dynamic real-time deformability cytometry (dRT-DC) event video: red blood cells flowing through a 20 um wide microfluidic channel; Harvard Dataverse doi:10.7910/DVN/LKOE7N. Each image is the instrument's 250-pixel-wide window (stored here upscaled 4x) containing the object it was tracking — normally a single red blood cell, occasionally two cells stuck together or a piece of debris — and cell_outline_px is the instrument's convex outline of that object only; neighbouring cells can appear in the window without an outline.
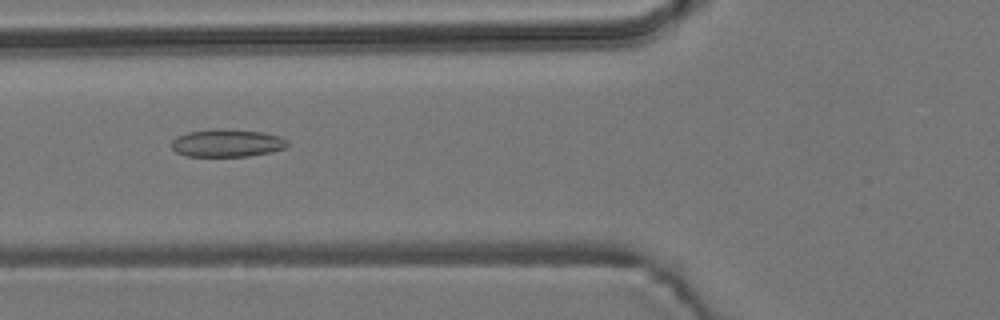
{"species": "common noctule bat (a hibernating species)", "species_latin": "Nyctalus noctula", "temperature_condition": "room temperature", "stored_images_in_passage": 52, "camera_frame_rate_fps": 3000, "um_per_image_px": 0.085, "animal": {"sex": "male", "body_mass_g": 19.2, "forearm_length_mm": 51.8}, "frame": {"image": 1, "passage_image": 19, "time_ms": 6.0, "image_size_px": [1000, 320], "cell_outline_px": [[288, 144], [284, 148], [272, 152], [248, 156], [188, 156], [176, 152], [172, 148], [172, 140], [176, 136], [188, 132], [216, 128], [220, 128], [264, 132], [280, 136], [288, 140]], "centroid_in_image_um": [19.31, 12.15], "position_along_channel_um": 106.5, "area_um2": 18.84}}
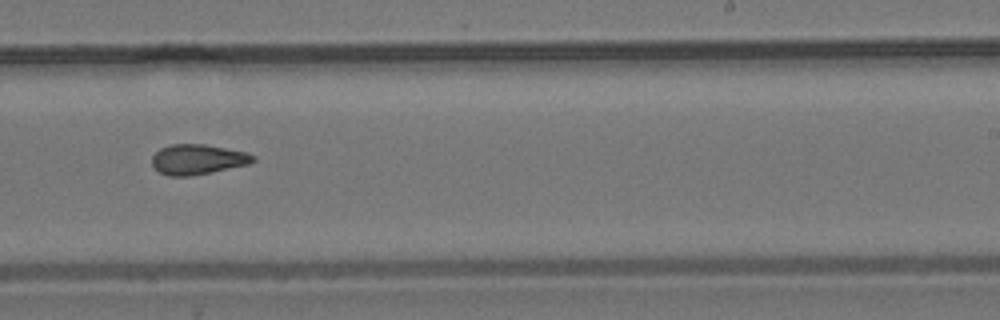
{"frame": {"image": 2, "passage_image": 32, "time_ms": 10.333, "image_size_px": [1000, 320], "cell_outline_px": [[256, 160], [248, 164], [188, 176], [168, 176], [160, 172], [152, 164], [152, 156], [160, 148], [172, 144], [204, 144], [248, 152], [256, 156]], "centroid_in_image_um": [16.81, 13.53], "position_along_channel_um": 272.2, "area_um2": 17.57}}
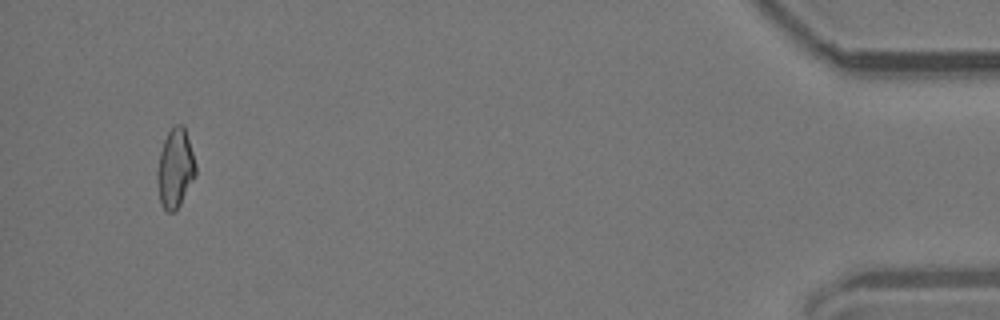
{"frame": {"image": 3, "passage_image": 50, "time_ms": 16.333, "image_size_px": [1000, 320], "cell_outline_px": [[196, 176], [176, 212], [168, 212], [160, 204], [156, 180], [156, 172], [160, 152], [164, 140], [168, 132], [176, 124], [184, 124], [196, 164]], "centroid_in_image_um": [14.89, 14.34], "position_along_channel_um": 420.3, "area_um2": 17.98}, "authors_computed_cell_mechanics": {"area_um2": 17.8313, "velocity_mm_per_s": 3.8151, "shape_relaxation_time_tau1_ms": null, "shape_relaxation_time_tau2_ms": 3.175, "deformation_change_tau1": null, "deformation_change_tau2": 0.1046}}